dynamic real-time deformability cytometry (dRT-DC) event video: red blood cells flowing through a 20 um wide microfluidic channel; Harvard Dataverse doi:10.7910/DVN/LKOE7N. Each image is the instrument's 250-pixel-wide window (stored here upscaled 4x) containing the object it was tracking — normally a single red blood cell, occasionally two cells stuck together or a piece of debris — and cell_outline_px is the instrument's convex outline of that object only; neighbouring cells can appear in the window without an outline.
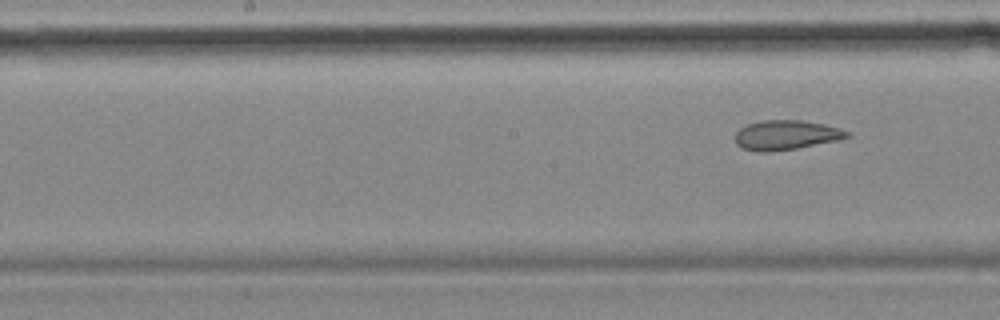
{"species": "common noctule bat (a hibernating species)", "species_latin": "Nyctalus noctula", "temperature_condition": "cold", "stored_images_in_passage": 10, "segment_of_instrument_passage": [2, 2], "camera_frame_rate_fps": 3000, "um_per_image_px": 0.085, "animal": {"sex": "female", "body_mass_g": 18.4}, "frame": {"image": 1, "passage_image": 10, "time_ms": 12.0, "image_size_px": [1000, 320], "cell_outline_px": [[852, 136], [836, 140], [796, 148], [768, 152], [760, 152], [740, 148], [736, 144], [736, 132], [740, 128], [748, 124], [764, 120], [800, 120], [824, 124], [840, 128], [848, 132]], "centroid_in_image_um": [66.79, 11.48], "position_along_channel_um": 181.4, "area_um2": 19.13}}